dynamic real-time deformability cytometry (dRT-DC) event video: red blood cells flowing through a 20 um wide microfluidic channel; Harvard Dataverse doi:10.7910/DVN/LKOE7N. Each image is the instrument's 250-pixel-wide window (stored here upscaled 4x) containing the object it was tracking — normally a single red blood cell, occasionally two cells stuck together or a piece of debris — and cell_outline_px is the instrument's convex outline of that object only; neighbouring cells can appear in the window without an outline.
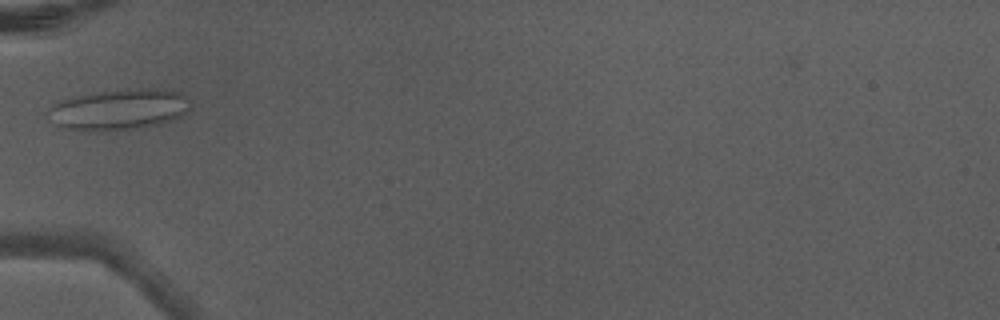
{"species": "Egyptian fruit bat (a non-hibernating species)", "species_latin": "Rousettus aegyptiacus", "temperature_condition": "warm", "stored_images_in_passage": 4, "camera_frame_rate_fps": 3000, "um_per_image_px": 0.085, "animal": {"sex": "male"}, "frame": {"image": 1, "passage_image": 4, "time_ms": 1.0, "image_size_px": [1000, 320], "cell_outline_px": [[192, 100], [188, 112], [172, 120], [156, 124], [136, 128], [92, 132], [56, 128], [44, 116], [44, 112], [52, 104], [60, 100], [72, 96], [104, 92], [148, 88], [152, 88], [180, 92], [188, 96]], "centroid_in_image_um": [10.01, 9.33], "position_along_channel_um": 75.0, "area_um2": 34.51}}